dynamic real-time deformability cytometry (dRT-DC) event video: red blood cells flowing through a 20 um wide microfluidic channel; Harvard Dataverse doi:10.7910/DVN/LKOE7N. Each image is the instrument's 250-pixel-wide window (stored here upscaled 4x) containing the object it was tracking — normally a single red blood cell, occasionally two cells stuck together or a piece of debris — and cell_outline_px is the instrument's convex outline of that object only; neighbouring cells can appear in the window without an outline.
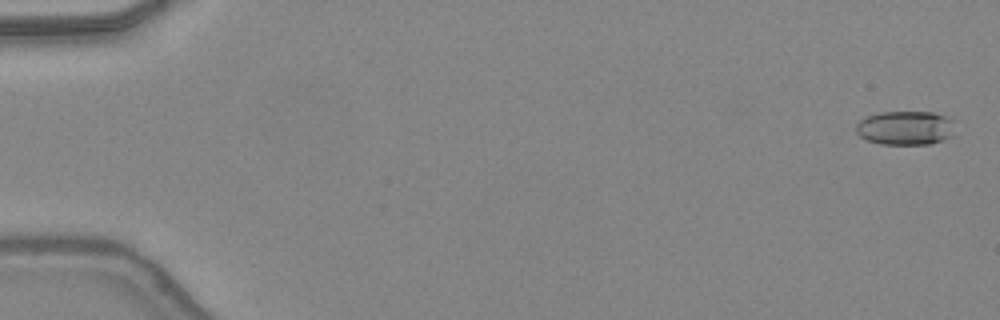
{"species": "common noctule bat (a hibernating species)", "species_latin": "Nyctalus noctula", "temperature_condition": "warm", "stored_images_in_passage": 49, "camera_frame_rate_fps": 3000, "um_per_image_px": 0.085, "animal": {"sex": "female", "body_mass_g": 24.6, "forearm_length_mm": 56.2}, "frame": {"image": 1, "passage_image": 2, "time_ms": 0.333, "image_size_px": [1000, 320], "cell_outline_px": [[952, 136], [928, 144], [880, 144], [868, 140], [860, 136], [856, 132], [856, 124], [860, 120], [868, 116], [880, 112], [932, 112], [944, 116], [948, 120]], "centroid_in_image_um": [76.85, 10.88], "position_along_channel_um": 8.1, "area_um2": 19.07}}
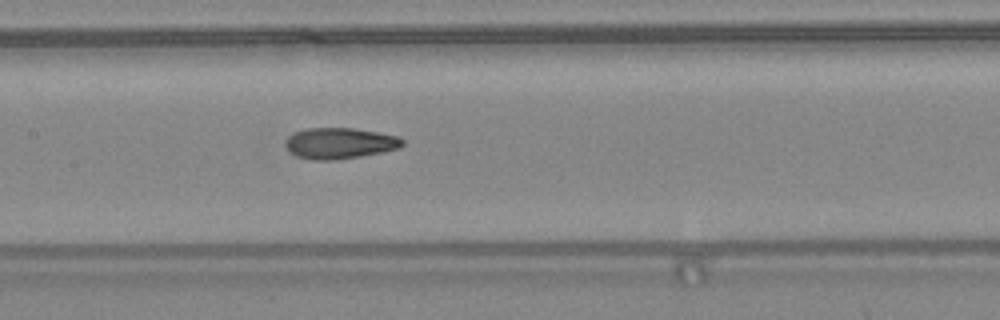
{"frame": {"image": 2, "passage_image": 25, "time_ms": 8.0, "image_size_px": [1000, 320], "cell_outline_px": [[404, 144], [400, 148], [360, 156], [336, 160], [312, 160], [296, 156], [288, 152], [284, 144], [288, 136], [296, 132], [308, 128], [352, 128], [400, 136], [404, 140]], "centroid_in_image_um": [28.86, 12.18], "position_along_channel_um": 178.5, "area_um2": 21.21}}
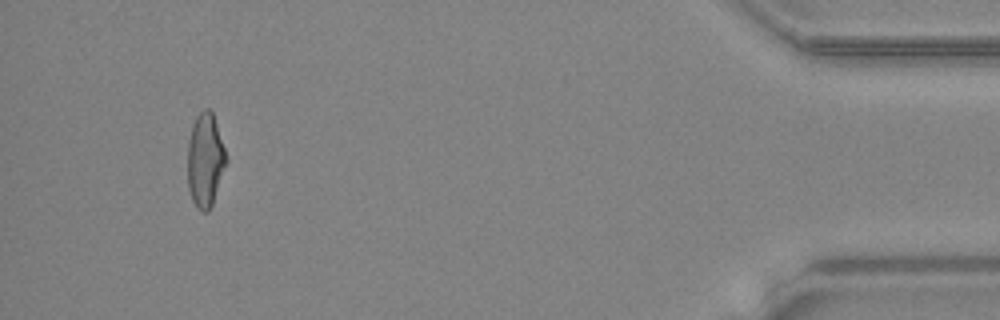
{"frame": {"image": 3, "passage_image": 46, "time_ms": 15.0, "image_size_px": [1000, 320], "cell_outline_px": [[228, 160], [212, 204], [208, 212], [200, 212], [196, 208], [192, 200], [188, 188], [188, 140], [192, 124], [196, 116], [204, 108], [208, 108], [212, 112]], "centroid_in_image_um": [17.43, 13.64], "position_along_channel_um": 417.8, "area_um2": 21.1}, "authors_computed_cell_mechanics": {"area_um2": 20.6924, "velocity_mm_per_s": 4.4023, "shape_relaxation_time_tau1_ms": 9.6628, "shape_relaxation_time_tau2_ms": 1.5253, "deformation_change_tau1": 0.3025, "deformation_change_tau2": 0.0747}}